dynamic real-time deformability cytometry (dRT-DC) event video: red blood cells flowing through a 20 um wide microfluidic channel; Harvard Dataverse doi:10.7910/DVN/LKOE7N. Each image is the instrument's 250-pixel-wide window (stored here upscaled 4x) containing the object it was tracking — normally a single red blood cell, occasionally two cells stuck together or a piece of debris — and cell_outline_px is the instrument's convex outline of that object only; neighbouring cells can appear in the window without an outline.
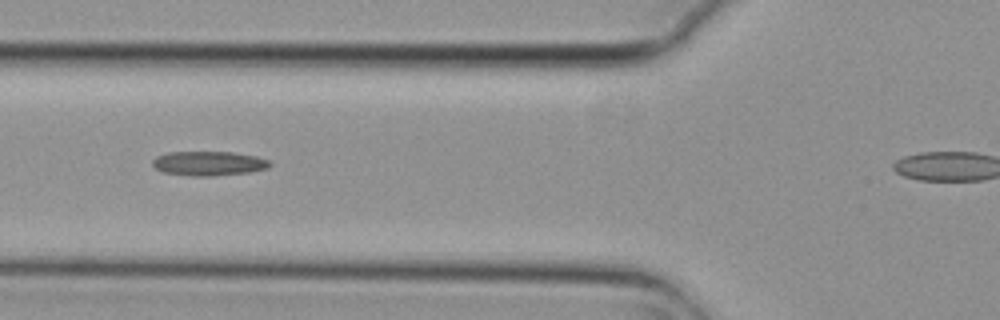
{"species": "common noctule bat (a hibernating species)", "species_latin": "Nyctalus noctula", "temperature_condition": "cold", "stored_images_in_passage": 5, "camera_frame_rate_fps": 3000, "um_per_image_px": 0.085, "animal": {"sex": "female", "body_mass_g": 29.2, "forearm_length_mm": 56.3}, "frame": {"image": 1, "passage_image": 4, "time_ms": 1.0, "image_size_px": [1000, 320], "cell_outline_px": [[272, 164], [268, 168], [248, 172], [212, 176], [192, 176], [164, 172], [156, 168], [152, 164], [152, 160], [156, 156], [168, 152], [232, 152], [256, 156], [268, 160]], "centroid_in_image_um": [17.73, 13.88], "position_along_channel_um": 108.1, "area_um2": 16.59}}
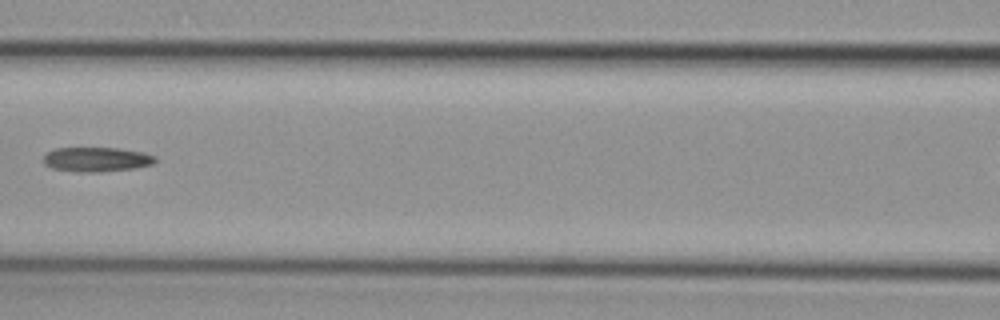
{"frame": {"image": 2, "passage_image": 5, "time_ms": 1.333, "image_size_px": [1000, 320], "cell_outline_px": [[156, 160], [152, 164], [132, 168], [100, 172], [76, 172], [52, 168], [44, 164], [44, 156], [48, 152], [56, 148], [120, 148], [144, 152], [156, 156]], "centroid_in_image_um": [8.21, 13.54], "position_along_channel_um": 158.4, "area_um2": 15.95}}